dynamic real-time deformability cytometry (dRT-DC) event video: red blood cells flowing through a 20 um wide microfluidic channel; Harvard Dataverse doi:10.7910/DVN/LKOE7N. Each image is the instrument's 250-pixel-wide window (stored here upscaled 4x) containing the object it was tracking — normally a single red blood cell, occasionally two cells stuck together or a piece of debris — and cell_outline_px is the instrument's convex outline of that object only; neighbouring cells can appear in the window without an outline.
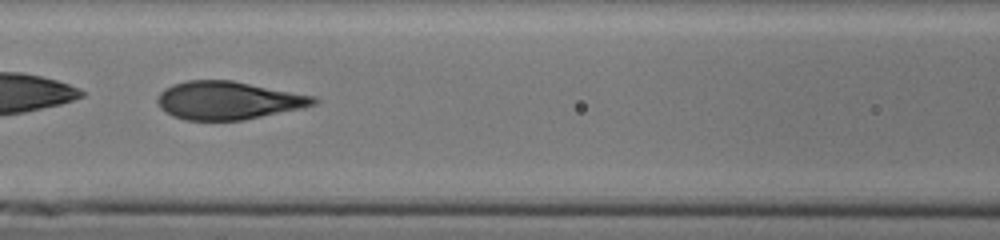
{"species": "human", "species_latin": "Homo sapiens", "temperature_condition": "cold", "stored_images_in_passage": 51, "camera_frame_rate_fps": 3000, "um_per_image_px": 0.085, "donor": {"sex": "male"}, "frame": {"image": 1, "passage_image": 24, "time_ms": 7.667, "image_size_px": [1000, 240], "cell_outline_px": [[320, 100], [316, 104], [300, 108], [244, 120], [184, 120], [172, 116], [160, 108], [156, 100], [160, 92], [164, 88], [172, 84], [188, 80], [232, 80], [316, 96]], "centroid_in_image_um": [19.38, 8.53], "position_along_channel_um": 147.2, "area_um2": 34.8}}
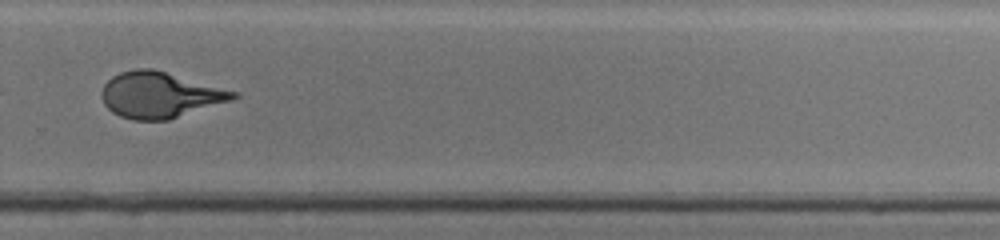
{"frame": {"image": 2, "passage_image": 37, "time_ms": 12.0, "image_size_px": [1000, 240], "cell_outline_px": [[240, 96], [232, 100], [168, 120], [132, 120], [120, 116], [112, 112], [104, 104], [100, 96], [100, 92], [104, 84], [112, 76], [120, 72], [136, 68], [152, 68], [240, 92]], "centroid_in_image_um": [13.58, 8.06], "position_along_channel_um": 316.2, "area_um2": 35.43}}
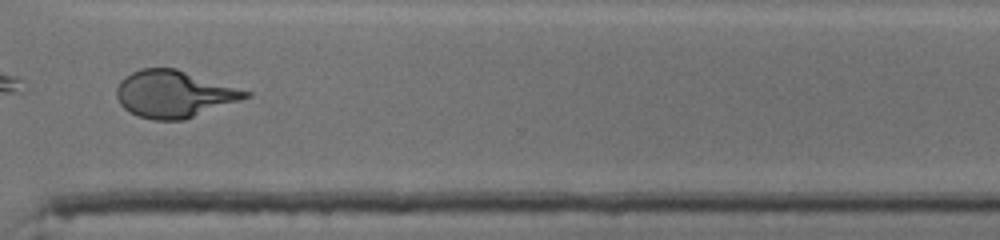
{"frame": {"image": 3, "passage_image": 40, "time_ms": 13.0, "image_size_px": [1000, 240], "cell_outline_px": [[252, 96], [184, 120], [152, 120], [136, 116], [128, 112], [120, 104], [116, 96], [116, 88], [120, 80], [124, 76], [140, 68], [176, 68], [252, 92]], "centroid_in_image_um": [14.76, 7.99], "position_along_channel_um": 355.8, "area_um2": 35.55}, "authors_computed_cell_mechanics": {"area_um2": 36.5296, "velocity_mm_per_s": 3.9135, "shape_relaxation_time_tau1_ms": 6.6324, "shape_relaxation_time_tau2_ms": null, "deformation_change_tau1": 0.2437, "deformation_change_tau2": null}}